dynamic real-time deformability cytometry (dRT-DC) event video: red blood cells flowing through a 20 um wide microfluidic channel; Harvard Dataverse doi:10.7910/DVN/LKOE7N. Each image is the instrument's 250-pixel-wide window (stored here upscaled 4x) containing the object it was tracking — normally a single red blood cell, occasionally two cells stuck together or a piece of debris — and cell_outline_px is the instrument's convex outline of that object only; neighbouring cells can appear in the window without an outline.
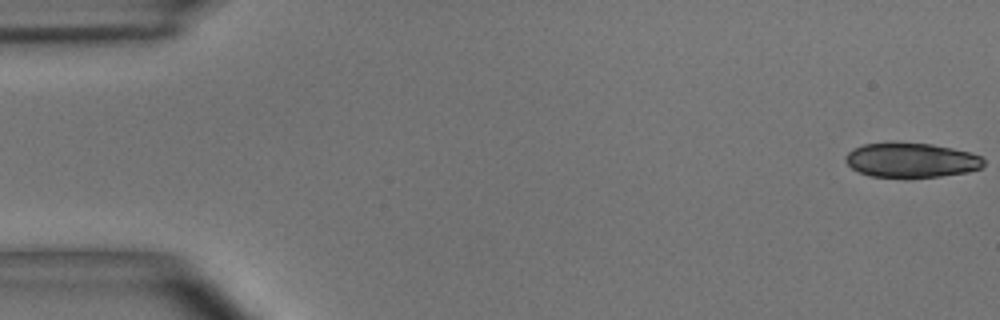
{"species": "common noctule bat (a hibernating species)", "species_latin": "Nyctalus noctula", "temperature_condition": "room temperature", "stored_images_in_passage": 29, "segment_of_instrument_passage": [1, 2], "camera_frame_rate_fps": 3000, "um_per_image_px": 0.085, "animal": {"sex": "male", "body_mass_g": 15.6}, "frame": {"image": 1, "passage_image": 1, "time_ms": 0.0, "image_size_px": [1000, 320], "cell_outline_px": [[984, 164], [980, 168], [964, 172], [940, 176], [872, 176], [860, 172], [852, 168], [844, 160], [844, 156], [852, 148], [864, 144], [892, 140], [896, 140], [932, 144], [952, 148], [968, 152], [980, 156], [984, 160]], "centroid_in_image_um": [77.39, 13.55], "position_along_channel_um": 7.6, "area_um2": 27.98}}